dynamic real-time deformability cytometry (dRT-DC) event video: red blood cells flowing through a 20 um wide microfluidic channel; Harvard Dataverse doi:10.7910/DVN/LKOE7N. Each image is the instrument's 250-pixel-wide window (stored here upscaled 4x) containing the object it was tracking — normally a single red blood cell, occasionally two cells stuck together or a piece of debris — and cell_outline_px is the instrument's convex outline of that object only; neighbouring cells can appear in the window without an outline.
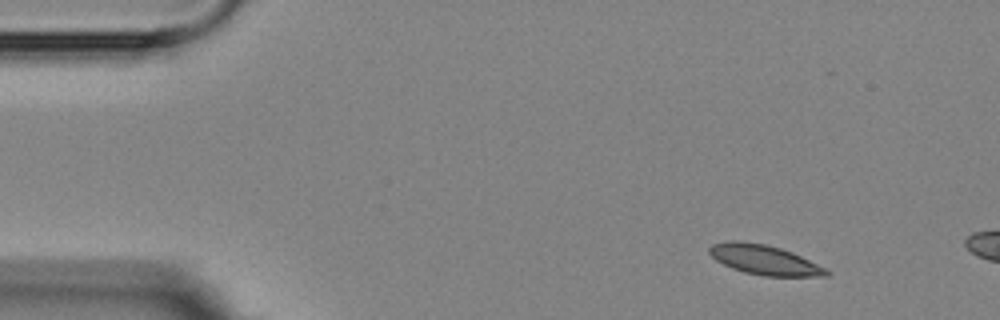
{"species": "Egyptian fruit bat (a non-hibernating species)", "species_latin": "Rousettus aegyptiacus", "temperature_condition": "room temperature", "stored_images_in_passage": 4, "camera_frame_rate_fps": 3000, "um_per_image_px": 0.085, "animal": {"sex": "female"}, "frame": {"image": 1, "passage_image": 2, "time_ms": 1.0, "image_size_px": [1000, 320], "cell_outline_px": [[832, 272], [828, 276], [764, 276], [744, 272], [732, 268], [716, 260], [708, 252], [708, 248], [712, 244], [728, 240], [740, 240], [764, 244], [780, 248], [792, 252]], "centroid_in_image_um": [64.93, 22.08], "position_along_channel_um": 20.1, "area_um2": 20.17}}